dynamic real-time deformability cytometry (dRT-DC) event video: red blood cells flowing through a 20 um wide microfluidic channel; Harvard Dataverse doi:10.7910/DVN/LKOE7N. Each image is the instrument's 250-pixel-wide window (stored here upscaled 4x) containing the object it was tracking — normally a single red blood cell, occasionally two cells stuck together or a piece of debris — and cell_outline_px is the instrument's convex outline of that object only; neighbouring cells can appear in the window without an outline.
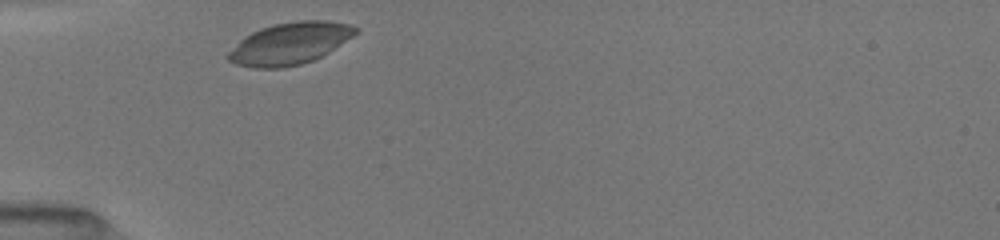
{"species": "common noctule bat (a hibernating species)", "species_latin": "Nyctalus noctula", "temperature_condition": "room temperature", "stored_images_in_passage": 29, "camera_frame_rate_fps": 3000, "um_per_image_px": 0.085, "animal": {"sex": "female", "body_mass_g": 19.5, "forearm_length_mm": 54.1}, "frame": {"image": 1, "passage_image": 1, "time_ms": 0.0, "image_size_px": [1000, 240], "cell_outline_px": [[360, 32], [328, 52], [312, 60], [300, 64], [284, 68], [252, 68], [236, 64], [228, 60], [224, 56], [244, 36], [260, 28], [272, 24], [296, 20], [328, 20], [352, 24], [360, 28]], "centroid_in_image_um": [24.65, 3.68], "position_along_channel_um": 60.4, "area_um2": 31.44}}
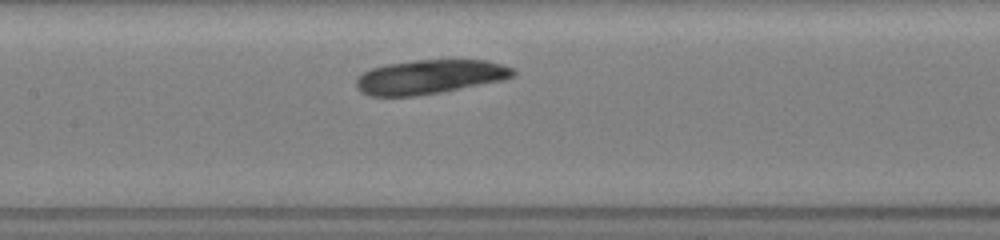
{"frame": {"image": 2, "passage_image": 10, "time_ms": 3.0, "image_size_px": [1000, 240], "cell_outline_px": [[516, 72], [512, 76], [504, 80], [440, 92], [412, 96], [368, 96], [360, 92], [356, 88], [356, 80], [364, 72], [372, 68], [388, 64], [416, 60], [488, 60], [516, 68]], "centroid_in_image_um": [36.55, 6.53], "position_along_channel_um": 170.9, "area_um2": 31.21}}
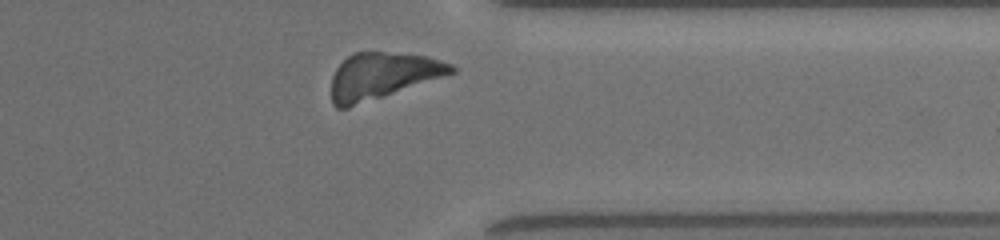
{"frame": {"image": 3, "passage_image": 26, "time_ms": 8.333, "image_size_px": [1000, 240], "cell_outline_px": [[456, 72], [348, 108], [336, 108], [332, 104], [332, 76], [336, 68], [352, 52], [384, 52], [428, 56], [452, 64], [456, 68]], "centroid_in_image_um": [32.48, 6.44], "position_along_channel_um": 378.9, "area_um2": 32.14}}